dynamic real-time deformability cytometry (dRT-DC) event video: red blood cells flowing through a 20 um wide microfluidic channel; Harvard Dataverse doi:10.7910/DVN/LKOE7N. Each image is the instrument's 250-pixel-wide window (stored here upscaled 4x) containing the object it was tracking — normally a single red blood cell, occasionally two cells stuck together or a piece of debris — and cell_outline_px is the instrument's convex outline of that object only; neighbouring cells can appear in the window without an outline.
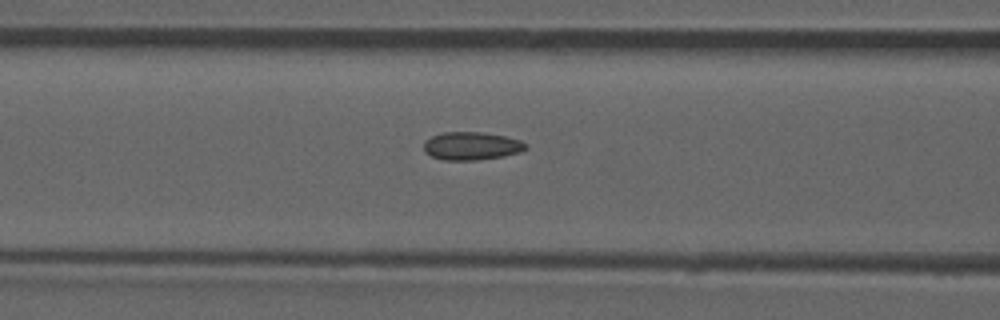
{"species": "common noctule bat (a hibernating species)", "species_latin": "Nyctalus noctula", "temperature_condition": "room temperature", "stored_images_in_passage": 51, "camera_frame_rate_fps": 3000, "um_per_image_px": 0.085, "animal": {"sex": "male", "forearm_length_mm": 52.5}, "frame": {"image": 1, "passage_image": 22, "time_ms": 7.0, "image_size_px": [1000, 320], "cell_outline_px": [[528, 148], [520, 152], [504, 156], [476, 160], [444, 160], [432, 156], [424, 152], [424, 140], [432, 136], [444, 132], [480, 132], [504, 136], [520, 140], [528, 144]], "centroid_in_image_um": [40.08, 12.41], "position_along_channel_um": 126.5, "area_um2": 16.7}}